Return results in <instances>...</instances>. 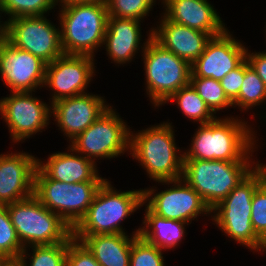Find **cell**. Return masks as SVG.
Masks as SVG:
<instances>
[{
	"mask_svg": "<svg viewBox=\"0 0 266 266\" xmlns=\"http://www.w3.org/2000/svg\"><path fill=\"white\" fill-rule=\"evenodd\" d=\"M141 23L143 21L137 19L108 16L103 47L107 51L108 58L113 61L111 63L129 64L138 51H144L148 40L152 37V28L148 30V37L141 44L143 41Z\"/></svg>",
	"mask_w": 266,
	"mask_h": 266,
	"instance_id": "cell-19",
	"label": "cell"
},
{
	"mask_svg": "<svg viewBox=\"0 0 266 266\" xmlns=\"http://www.w3.org/2000/svg\"><path fill=\"white\" fill-rule=\"evenodd\" d=\"M30 248L32 250L29 254ZM67 251L68 242L52 245H32L22 250L17 261L21 266H66Z\"/></svg>",
	"mask_w": 266,
	"mask_h": 266,
	"instance_id": "cell-27",
	"label": "cell"
},
{
	"mask_svg": "<svg viewBox=\"0 0 266 266\" xmlns=\"http://www.w3.org/2000/svg\"><path fill=\"white\" fill-rule=\"evenodd\" d=\"M22 246L69 242L72 228L56 213L32 196L6 205Z\"/></svg>",
	"mask_w": 266,
	"mask_h": 266,
	"instance_id": "cell-7",
	"label": "cell"
},
{
	"mask_svg": "<svg viewBox=\"0 0 266 266\" xmlns=\"http://www.w3.org/2000/svg\"><path fill=\"white\" fill-rule=\"evenodd\" d=\"M264 180V164L245 177L221 202L211 209L213 224L228 238L251 252L264 253L266 243L255 233L251 222V201L256 188ZM213 214V215H212Z\"/></svg>",
	"mask_w": 266,
	"mask_h": 266,
	"instance_id": "cell-2",
	"label": "cell"
},
{
	"mask_svg": "<svg viewBox=\"0 0 266 266\" xmlns=\"http://www.w3.org/2000/svg\"><path fill=\"white\" fill-rule=\"evenodd\" d=\"M58 4L106 2V0H57Z\"/></svg>",
	"mask_w": 266,
	"mask_h": 266,
	"instance_id": "cell-37",
	"label": "cell"
},
{
	"mask_svg": "<svg viewBox=\"0 0 266 266\" xmlns=\"http://www.w3.org/2000/svg\"><path fill=\"white\" fill-rule=\"evenodd\" d=\"M59 5L57 18L63 53L95 57L104 44L108 20L106 2Z\"/></svg>",
	"mask_w": 266,
	"mask_h": 266,
	"instance_id": "cell-4",
	"label": "cell"
},
{
	"mask_svg": "<svg viewBox=\"0 0 266 266\" xmlns=\"http://www.w3.org/2000/svg\"><path fill=\"white\" fill-rule=\"evenodd\" d=\"M157 0H106L108 16L144 20Z\"/></svg>",
	"mask_w": 266,
	"mask_h": 266,
	"instance_id": "cell-31",
	"label": "cell"
},
{
	"mask_svg": "<svg viewBox=\"0 0 266 266\" xmlns=\"http://www.w3.org/2000/svg\"><path fill=\"white\" fill-rule=\"evenodd\" d=\"M259 164V161L184 159L182 179L213 209Z\"/></svg>",
	"mask_w": 266,
	"mask_h": 266,
	"instance_id": "cell-6",
	"label": "cell"
},
{
	"mask_svg": "<svg viewBox=\"0 0 266 266\" xmlns=\"http://www.w3.org/2000/svg\"><path fill=\"white\" fill-rule=\"evenodd\" d=\"M233 108L238 107L240 111H248L257 106L265 107L266 86L255 70L244 60V79L238 97L232 102Z\"/></svg>",
	"mask_w": 266,
	"mask_h": 266,
	"instance_id": "cell-26",
	"label": "cell"
},
{
	"mask_svg": "<svg viewBox=\"0 0 266 266\" xmlns=\"http://www.w3.org/2000/svg\"><path fill=\"white\" fill-rule=\"evenodd\" d=\"M38 158L28 152L0 154V205L34 194Z\"/></svg>",
	"mask_w": 266,
	"mask_h": 266,
	"instance_id": "cell-18",
	"label": "cell"
},
{
	"mask_svg": "<svg viewBox=\"0 0 266 266\" xmlns=\"http://www.w3.org/2000/svg\"><path fill=\"white\" fill-rule=\"evenodd\" d=\"M141 56L144 60L145 92L155 108L164 105L175 92L190 83L191 65L152 37Z\"/></svg>",
	"mask_w": 266,
	"mask_h": 266,
	"instance_id": "cell-8",
	"label": "cell"
},
{
	"mask_svg": "<svg viewBox=\"0 0 266 266\" xmlns=\"http://www.w3.org/2000/svg\"><path fill=\"white\" fill-rule=\"evenodd\" d=\"M247 48L246 59L266 86V52H252Z\"/></svg>",
	"mask_w": 266,
	"mask_h": 266,
	"instance_id": "cell-36",
	"label": "cell"
},
{
	"mask_svg": "<svg viewBox=\"0 0 266 266\" xmlns=\"http://www.w3.org/2000/svg\"><path fill=\"white\" fill-rule=\"evenodd\" d=\"M67 150L68 152L49 154L47 160H43L44 162L38 159L37 167L48 178L70 184L106 180L99 175L97 163L78 154L70 146Z\"/></svg>",
	"mask_w": 266,
	"mask_h": 266,
	"instance_id": "cell-22",
	"label": "cell"
},
{
	"mask_svg": "<svg viewBox=\"0 0 266 266\" xmlns=\"http://www.w3.org/2000/svg\"><path fill=\"white\" fill-rule=\"evenodd\" d=\"M58 5L57 0H2L0 2V17L3 19L2 14L9 17L6 21H3L5 24L8 20L15 17L23 16H44L52 12L51 10L56 9Z\"/></svg>",
	"mask_w": 266,
	"mask_h": 266,
	"instance_id": "cell-28",
	"label": "cell"
},
{
	"mask_svg": "<svg viewBox=\"0 0 266 266\" xmlns=\"http://www.w3.org/2000/svg\"><path fill=\"white\" fill-rule=\"evenodd\" d=\"M32 93L10 92L8 97L0 99V115L8 126L12 142L16 144L42 132L52 118L51 104Z\"/></svg>",
	"mask_w": 266,
	"mask_h": 266,
	"instance_id": "cell-13",
	"label": "cell"
},
{
	"mask_svg": "<svg viewBox=\"0 0 266 266\" xmlns=\"http://www.w3.org/2000/svg\"><path fill=\"white\" fill-rule=\"evenodd\" d=\"M172 122H161L137 132L130 131V154L150 180L171 181L182 177L184 152L176 146ZM180 153V154H179Z\"/></svg>",
	"mask_w": 266,
	"mask_h": 266,
	"instance_id": "cell-3",
	"label": "cell"
},
{
	"mask_svg": "<svg viewBox=\"0 0 266 266\" xmlns=\"http://www.w3.org/2000/svg\"><path fill=\"white\" fill-rule=\"evenodd\" d=\"M66 266H100L94 256L80 242L72 238L68 242Z\"/></svg>",
	"mask_w": 266,
	"mask_h": 266,
	"instance_id": "cell-34",
	"label": "cell"
},
{
	"mask_svg": "<svg viewBox=\"0 0 266 266\" xmlns=\"http://www.w3.org/2000/svg\"><path fill=\"white\" fill-rule=\"evenodd\" d=\"M95 59L87 55H67L46 65L44 87L51 91L50 104L72 96L88 93L95 76Z\"/></svg>",
	"mask_w": 266,
	"mask_h": 266,
	"instance_id": "cell-14",
	"label": "cell"
},
{
	"mask_svg": "<svg viewBox=\"0 0 266 266\" xmlns=\"http://www.w3.org/2000/svg\"><path fill=\"white\" fill-rule=\"evenodd\" d=\"M263 182L266 184V165L264 164V180Z\"/></svg>",
	"mask_w": 266,
	"mask_h": 266,
	"instance_id": "cell-41",
	"label": "cell"
},
{
	"mask_svg": "<svg viewBox=\"0 0 266 266\" xmlns=\"http://www.w3.org/2000/svg\"><path fill=\"white\" fill-rule=\"evenodd\" d=\"M4 37L13 46L30 52L46 64L64 54L60 26L54 25L46 15L15 17L8 20L4 24Z\"/></svg>",
	"mask_w": 266,
	"mask_h": 266,
	"instance_id": "cell-11",
	"label": "cell"
},
{
	"mask_svg": "<svg viewBox=\"0 0 266 266\" xmlns=\"http://www.w3.org/2000/svg\"><path fill=\"white\" fill-rule=\"evenodd\" d=\"M46 63L30 52L0 40V76L10 92H36L44 86Z\"/></svg>",
	"mask_w": 266,
	"mask_h": 266,
	"instance_id": "cell-15",
	"label": "cell"
},
{
	"mask_svg": "<svg viewBox=\"0 0 266 266\" xmlns=\"http://www.w3.org/2000/svg\"><path fill=\"white\" fill-rule=\"evenodd\" d=\"M243 79L244 61L220 80L221 86L231 102L238 97Z\"/></svg>",
	"mask_w": 266,
	"mask_h": 266,
	"instance_id": "cell-35",
	"label": "cell"
},
{
	"mask_svg": "<svg viewBox=\"0 0 266 266\" xmlns=\"http://www.w3.org/2000/svg\"><path fill=\"white\" fill-rule=\"evenodd\" d=\"M112 107L69 143L74 151L95 163L97 159H113L130 152L131 129Z\"/></svg>",
	"mask_w": 266,
	"mask_h": 266,
	"instance_id": "cell-10",
	"label": "cell"
},
{
	"mask_svg": "<svg viewBox=\"0 0 266 266\" xmlns=\"http://www.w3.org/2000/svg\"><path fill=\"white\" fill-rule=\"evenodd\" d=\"M128 234H106L72 236L80 241L94 256L100 266H130L133 239L139 235L140 227Z\"/></svg>",
	"mask_w": 266,
	"mask_h": 266,
	"instance_id": "cell-23",
	"label": "cell"
},
{
	"mask_svg": "<svg viewBox=\"0 0 266 266\" xmlns=\"http://www.w3.org/2000/svg\"><path fill=\"white\" fill-rule=\"evenodd\" d=\"M246 51L247 47L227 29L207 42L204 52L191 64L190 77L220 81L246 59Z\"/></svg>",
	"mask_w": 266,
	"mask_h": 266,
	"instance_id": "cell-16",
	"label": "cell"
},
{
	"mask_svg": "<svg viewBox=\"0 0 266 266\" xmlns=\"http://www.w3.org/2000/svg\"><path fill=\"white\" fill-rule=\"evenodd\" d=\"M110 106L103 96L89 92L52 103L51 117L70 143Z\"/></svg>",
	"mask_w": 266,
	"mask_h": 266,
	"instance_id": "cell-17",
	"label": "cell"
},
{
	"mask_svg": "<svg viewBox=\"0 0 266 266\" xmlns=\"http://www.w3.org/2000/svg\"><path fill=\"white\" fill-rule=\"evenodd\" d=\"M7 262L8 260L0 255V266H4Z\"/></svg>",
	"mask_w": 266,
	"mask_h": 266,
	"instance_id": "cell-40",
	"label": "cell"
},
{
	"mask_svg": "<svg viewBox=\"0 0 266 266\" xmlns=\"http://www.w3.org/2000/svg\"><path fill=\"white\" fill-rule=\"evenodd\" d=\"M247 122L238 116H227L200 124L190 148L184 151V159L252 161L258 146L257 132Z\"/></svg>",
	"mask_w": 266,
	"mask_h": 266,
	"instance_id": "cell-1",
	"label": "cell"
},
{
	"mask_svg": "<svg viewBox=\"0 0 266 266\" xmlns=\"http://www.w3.org/2000/svg\"><path fill=\"white\" fill-rule=\"evenodd\" d=\"M111 183L106 179L99 187L86 214L72 229V236L127 234L121 224L143 207V189L122 192Z\"/></svg>",
	"mask_w": 266,
	"mask_h": 266,
	"instance_id": "cell-5",
	"label": "cell"
},
{
	"mask_svg": "<svg viewBox=\"0 0 266 266\" xmlns=\"http://www.w3.org/2000/svg\"><path fill=\"white\" fill-rule=\"evenodd\" d=\"M175 102L182 114L197 124L212 122L217 116L210 110L204 100L198 95L196 89L189 83L180 88L164 104Z\"/></svg>",
	"mask_w": 266,
	"mask_h": 266,
	"instance_id": "cell-25",
	"label": "cell"
},
{
	"mask_svg": "<svg viewBox=\"0 0 266 266\" xmlns=\"http://www.w3.org/2000/svg\"><path fill=\"white\" fill-rule=\"evenodd\" d=\"M190 83L214 114L226 108H233V103L226 96L220 81L210 77H190Z\"/></svg>",
	"mask_w": 266,
	"mask_h": 266,
	"instance_id": "cell-29",
	"label": "cell"
},
{
	"mask_svg": "<svg viewBox=\"0 0 266 266\" xmlns=\"http://www.w3.org/2000/svg\"><path fill=\"white\" fill-rule=\"evenodd\" d=\"M162 14L174 23L188 26L211 37L221 35L228 28L211 3L207 0H160Z\"/></svg>",
	"mask_w": 266,
	"mask_h": 266,
	"instance_id": "cell-21",
	"label": "cell"
},
{
	"mask_svg": "<svg viewBox=\"0 0 266 266\" xmlns=\"http://www.w3.org/2000/svg\"><path fill=\"white\" fill-rule=\"evenodd\" d=\"M143 227H140L139 235L162 251L174 249L181 244L186 234L185 226L189 223L162 218L152 213L145 206Z\"/></svg>",
	"mask_w": 266,
	"mask_h": 266,
	"instance_id": "cell-24",
	"label": "cell"
},
{
	"mask_svg": "<svg viewBox=\"0 0 266 266\" xmlns=\"http://www.w3.org/2000/svg\"><path fill=\"white\" fill-rule=\"evenodd\" d=\"M152 38L163 48L187 61L190 65L204 52L211 39L208 33L169 21L163 14Z\"/></svg>",
	"mask_w": 266,
	"mask_h": 266,
	"instance_id": "cell-20",
	"label": "cell"
},
{
	"mask_svg": "<svg viewBox=\"0 0 266 266\" xmlns=\"http://www.w3.org/2000/svg\"><path fill=\"white\" fill-rule=\"evenodd\" d=\"M104 181L66 183L48 178L38 167L34 195L50 211L60 216L72 229L86 214Z\"/></svg>",
	"mask_w": 266,
	"mask_h": 266,
	"instance_id": "cell-9",
	"label": "cell"
},
{
	"mask_svg": "<svg viewBox=\"0 0 266 266\" xmlns=\"http://www.w3.org/2000/svg\"><path fill=\"white\" fill-rule=\"evenodd\" d=\"M24 247L19 241L6 205H0V255L17 261Z\"/></svg>",
	"mask_w": 266,
	"mask_h": 266,
	"instance_id": "cell-30",
	"label": "cell"
},
{
	"mask_svg": "<svg viewBox=\"0 0 266 266\" xmlns=\"http://www.w3.org/2000/svg\"><path fill=\"white\" fill-rule=\"evenodd\" d=\"M158 183L170 188L161 192H155V187L143 189V205L157 216L191 224L200 215L211 214L203 198L182 178Z\"/></svg>",
	"mask_w": 266,
	"mask_h": 266,
	"instance_id": "cell-12",
	"label": "cell"
},
{
	"mask_svg": "<svg viewBox=\"0 0 266 266\" xmlns=\"http://www.w3.org/2000/svg\"><path fill=\"white\" fill-rule=\"evenodd\" d=\"M163 254L160 248L137 235L132 243L130 266H165Z\"/></svg>",
	"mask_w": 266,
	"mask_h": 266,
	"instance_id": "cell-32",
	"label": "cell"
},
{
	"mask_svg": "<svg viewBox=\"0 0 266 266\" xmlns=\"http://www.w3.org/2000/svg\"><path fill=\"white\" fill-rule=\"evenodd\" d=\"M4 37V24H3V20L1 21V17H0V40Z\"/></svg>",
	"mask_w": 266,
	"mask_h": 266,
	"instance_id": "cell-38",
	"label": "cell"
},
{
	"mask_svg": "<svg viewBox=\"0 0 266 266\" xmlns=\"http://www.w3.org/2000/svg\"><path fill=\"white\" fill-rule=\"evenodd\" d=\"M251 222L255 233L266 243V184L262 182L251 201Z\"/></svg>",
	"mask_w": 266,
	"mask_h": 266,
	"instance_id": "cell-33",
	"label": "cell"
},
{
	"mask_svg": "<svg viewBox=\"0 0 266 266\" xmlns=\"http://www.w3.org/2000/svg\"><path fill=\"white\" fill-rule=\"evenodd\" d=\"M4 266H21L18 261H8Z\"/></svg>",
	"mask_w": 266,
	"mask_h": 266,
	"instance_id": "cell-39",
	"label": "cell"
}]
</instances>
